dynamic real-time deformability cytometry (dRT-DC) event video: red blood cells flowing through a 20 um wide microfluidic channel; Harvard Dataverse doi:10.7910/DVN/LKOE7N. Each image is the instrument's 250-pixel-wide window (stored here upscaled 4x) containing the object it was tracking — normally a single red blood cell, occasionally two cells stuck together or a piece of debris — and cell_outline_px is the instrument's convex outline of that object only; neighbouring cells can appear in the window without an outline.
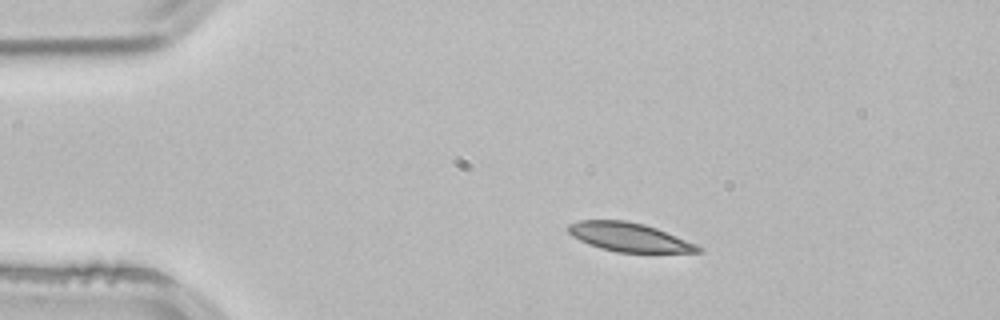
{"species": "common noctule bat (a hibernating species)", "species_latin": "Nyctalus noctula", "temperature_condition": "room temperature", "stored_images_in_passage": 3, "segment_of_instrument_passage": [1, 2], "camera_frame_rate_fps": 3000, "um_per_image_px": 0.085, "animal": {"sex": "male", "body_mass_g": 21.5, "forearm_length_mm": 52.0}, "frame": {"image": 1, "passage_image": 1, "time_ms": 0.0, "image_size_px": [1000, 320], "cell_outline_px": [[704, 252], [616, 252], [600, 248], [588, 244], [572, 236], [568, 232], [568, 224], [580, 220], [624, 220], [644, 224], [656, 228], [696, 244], [704, 248]], "centroid_in_image_um": [53.47, 20.16], "position_along_channel_um": 31.5, "area_um2": 21.68}}